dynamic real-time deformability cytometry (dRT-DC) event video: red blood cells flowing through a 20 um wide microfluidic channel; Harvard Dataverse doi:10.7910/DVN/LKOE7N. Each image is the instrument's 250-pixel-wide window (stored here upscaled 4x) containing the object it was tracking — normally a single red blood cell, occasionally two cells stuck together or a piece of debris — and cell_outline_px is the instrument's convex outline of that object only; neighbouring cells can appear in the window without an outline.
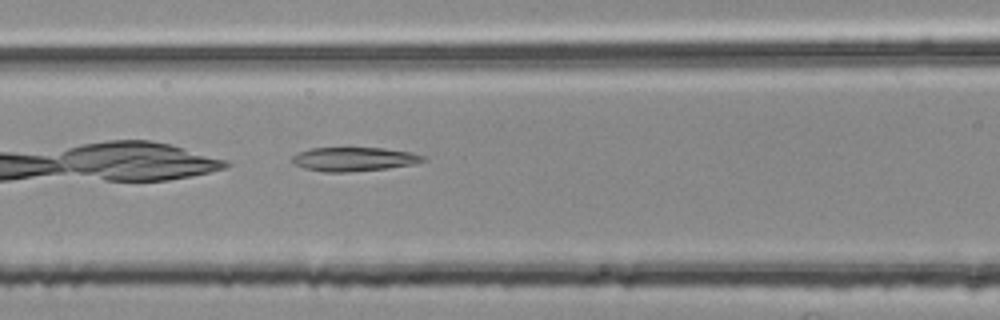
{"species": "common noctule bat (a hibernating species)", "species_latin": "Nyctalus noctula", "temperature_condition": "room temperature", "stored_images_in_passage": 36, "camera_frame_rate_fps": 3000, "um_per_image_px": 0.085, "animal": {"sex": "female", "body_mass_g": 25.1}, "frame": {"image": 1, "passage_image": 6, "time_ms": 1.667, "image_size_px": [1000, 320], "cell_outline_px": [[424, 160], [416, 164], [388, 168], [348, 172], [324, 172], [304, 168], [292, 164], [292, 156], [300, 152], [312, 148], [384, 148], [412, 152], [424, 156]], "centroid_in_image_um": [30.08, 13.53], "position_along_channel_um": 136.5, "area_um2": 18.26}}
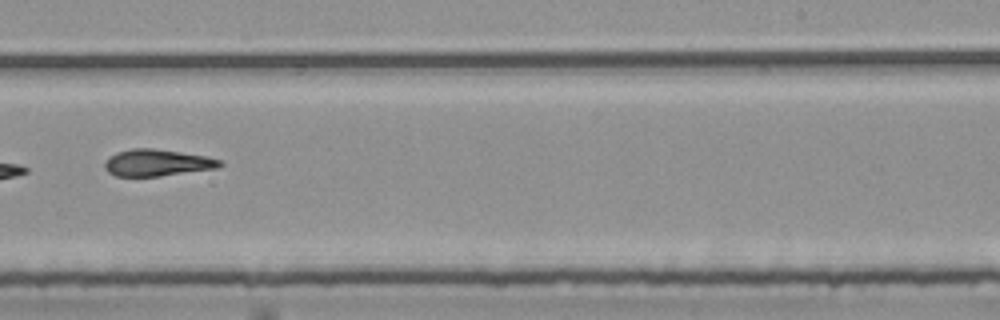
{"frame": {"image": 2, "passage_image": 17, "time_ms": 5.333, "image_size_px": [1000, 320], "cell_outline_px": [[224, 164], [216, 168], [160, 176], [116, 176], [108, 172], [104, 168], [104, 164], [108, 156], [116, 152], [132, 148], [152, 148], [208, 156], [220, 160]], "centroid_in_image_um": [13.32, 13.82], "position_along_channel_um": 275.7, "area_um2": 17.98}}
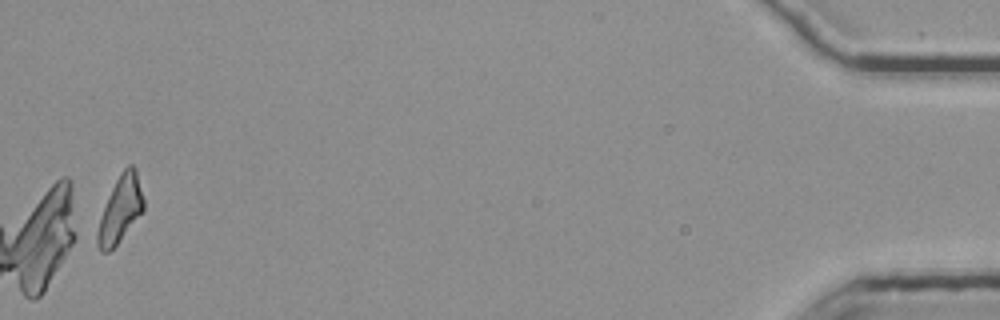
{"frame": {"image": 3, "passage_image": 36, "time_ms": 11.667, "image_size_px": [1000, 320], "cell_outline_px": [[144, 212], [116, 244], [108, 252], [100, 252], [88, 236], [120, 172], [128, 164], [132, 164], [136, 168], [144, 200]], "centroid_in_image_um": [10.1, 17.89], "position_along_channel_um": 425.1, "area_um2": 19.13}}